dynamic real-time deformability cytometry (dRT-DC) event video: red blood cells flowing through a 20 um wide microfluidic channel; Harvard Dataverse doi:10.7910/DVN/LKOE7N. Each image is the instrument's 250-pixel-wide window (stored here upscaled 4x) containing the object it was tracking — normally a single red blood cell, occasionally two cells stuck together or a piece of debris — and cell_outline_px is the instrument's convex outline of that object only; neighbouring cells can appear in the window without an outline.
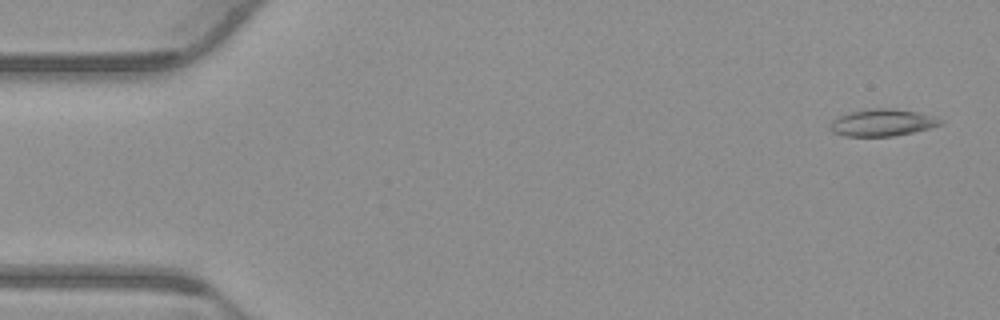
{"species": "common noctule bat (a hibernating species)", "species_latin": "Nyctalus noctula", "temperature_condition": "warm", "stored_images_in_passage": 53, "camera_frame_rate_fps": 3000, "um_per_image_px": 0.085, "animal": {"sex": "male", "body_mass_g": 23.1, "forearm_length_mm": 52.7}, "frame": {"image": 1, "passage_image": 2, "time_ms": 0.333, "image_size_px": [1000, 320], "cell_outline_px": [[944, 120], [940, 124], [928, 128], [912, 132], [892, 136], [844, 136], [832, 132], [828, 128], [832, 120], [848, 112], [868, 108], [892, 108], [916, 112], [932, 116]], "centroid_in_image_um": [74.93, 10.41], "position_along_channel_um": 10.1, "area_um2": 17.28}}
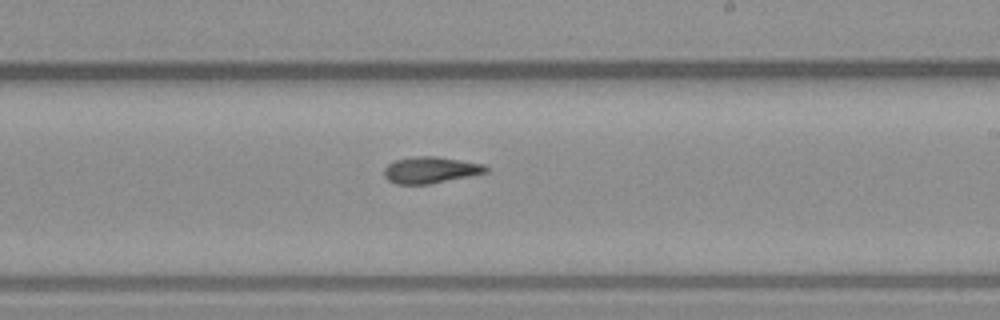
{"frame": {"image": 2, "passage_image": 31, "time_ms": 10.0, "image_size_px": [1000, 320], "cell_outline_px": [[488, 172], [428, 184], [396, 184], [388, 180], [384, 176], [384, 168], [388, 164], [396, 160], [416, 156], [436, 156], [484, 164], [488, 168]], "centroid_in_image_um": [36.58, 14.44], "position_along_channel_um": 252.4, "area_um2": 15.55}}
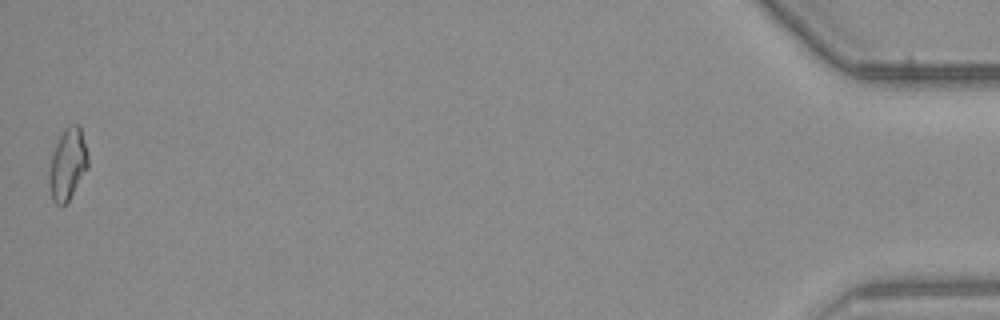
{"frame": {"image": 3, "passage_image": 53, "time_ms": 17.333, "image_size_px": [1000, 320], "cell_outline_px": [[88, 168], [68, 204], [56, 204], [52, 200], [48, 184], [48, 172], [52, 152], [64, 128], [68, 124], [80, 124], [88, 156]], "centroid_in_image_um": [5.74, 13.98], "position_along_channel_um": 429.5, "area_um2": 16.65}, "authors_computed_cell_mechanics": {"area_um2": 16.0106, "velocity_mm_per_s": 3.834, "shape_relaxation_time_tau1_ms": null, "shape_relaxation_time_tau2_ms": 10.0384, "deformation_change_tau1": null, "deformation_change_tau2": 0.1949}}